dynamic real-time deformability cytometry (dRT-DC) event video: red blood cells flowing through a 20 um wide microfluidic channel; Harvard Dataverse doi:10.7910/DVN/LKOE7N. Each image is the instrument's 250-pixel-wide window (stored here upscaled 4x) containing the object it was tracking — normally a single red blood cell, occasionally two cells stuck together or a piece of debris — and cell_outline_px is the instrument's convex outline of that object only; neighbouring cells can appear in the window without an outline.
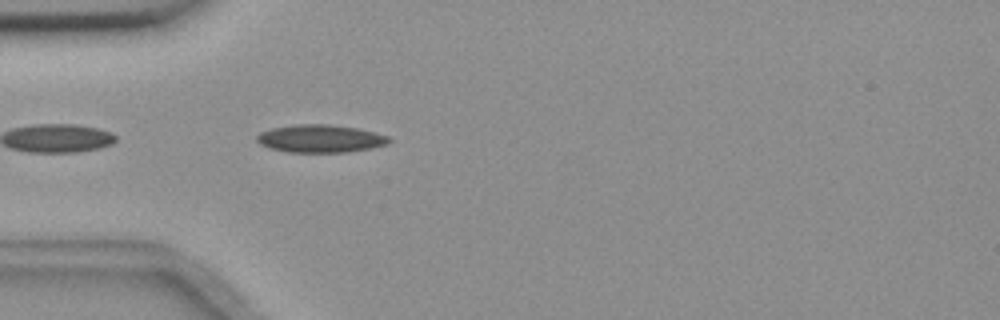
{"species": "common noctule bat (a hibernating species)", "species_latin": "Nyctalus noctula", "temperature_condition": "room temperature", "stored_images_in_passage": 5, "camera_frame_rate_fps": 3000, "um_per_image_px": 0.085, "animal": {"sex": "female", "body_mass_g": 18.4}, "frame": {"image": 1, "passage_image": 2, "time_ms": 0.333, "image_size_px": [1000, 320], "cell_outline_px": [[392, 140], [388, 144], [348, 152], [288, 152], [268, 148], [260, 144], [256, 140], [256, 136], [260, 132], [272, 128], [296, 124], [328, 124], [356, 128], [388, 136]], "centroid_in_image_um": [27.19, 11.78], "position_along_channel_um": 57.8, "area_um2": 21.33}}